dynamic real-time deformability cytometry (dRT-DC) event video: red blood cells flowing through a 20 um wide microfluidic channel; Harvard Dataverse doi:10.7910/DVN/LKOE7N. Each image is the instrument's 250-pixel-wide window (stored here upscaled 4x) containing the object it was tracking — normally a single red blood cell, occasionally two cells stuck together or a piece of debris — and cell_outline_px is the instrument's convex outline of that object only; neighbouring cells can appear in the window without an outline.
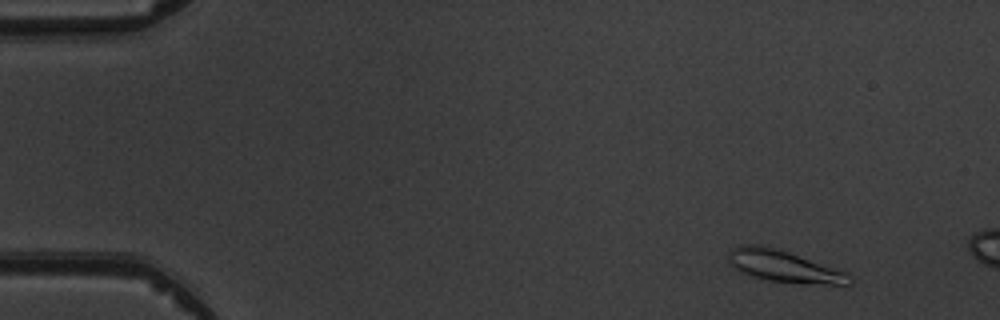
{"species": "common noctule bat (a hibernating species)", "species_latin": "Nyctalus noctula", "temperature_condition": "warm", "stored_images_in_passage": 4, "camera_frame_rate_fps": 3000, "um_per_image_px": 0.085, "animal": {"sex": "male", "body_mass_g": 19.5, "forearm_length_mm": 54.6}, "frame": {"image": 1, "passage_image": 2, "time_ms": 1.0, "image_size_px": [1000, 320], "cell_outline_px": [[852, 284], [800, 284], [768, 280], [744, 272], [736, 268], [732, 264], [728, 256], [728, 252], [732, 248], [740, 244], [764, 244], [780, 248], [852, 272]], "centroid_in_image_um": [66.77, 22.6], "position_along_channel_um": 18.2, "area_um2": 23.12}}